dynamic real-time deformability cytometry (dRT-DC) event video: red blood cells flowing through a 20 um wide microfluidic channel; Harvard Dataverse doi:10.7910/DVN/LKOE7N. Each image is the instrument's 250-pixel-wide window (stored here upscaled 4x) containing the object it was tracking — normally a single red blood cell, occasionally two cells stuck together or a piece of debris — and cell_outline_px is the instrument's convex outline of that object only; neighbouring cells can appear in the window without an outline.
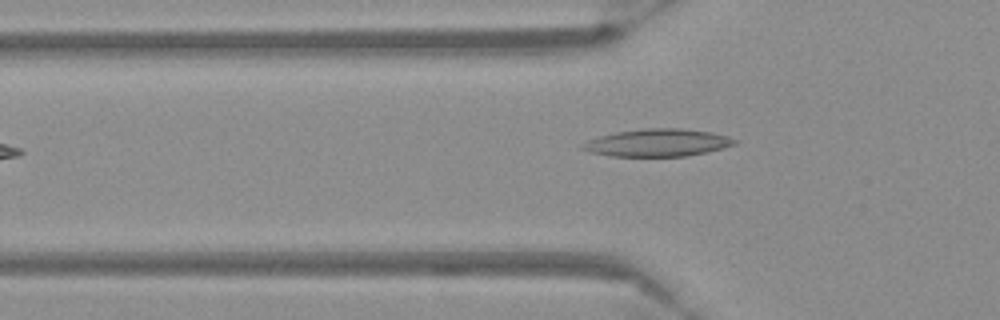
{"species": "Egyptian fruit bat (a non-hibernating species)", "species_latin": "Rousettus aegyptiacus", "temperature_condition": "warm", "stored_images_in_passage": 38, "camera_frame_rate_fps": 3000, "um_per_image_px": 0.085, "frame": {"image": 1, "passage_image": 6, "time_ms": 1.667, "image_size_px": [1000, 320], "cell_outline_px": [[736, 144], [708, 152], [684, 156], [612, 156], [588, 152], [580, 148], [580, 144], [588, 140], [600, 136], [616, 132], [644, 128], [680, 128], [712, 132], [728, 136], [736, 140]], "centroid_in_image_um": [55.87, 12.13], "position_along_channel_um": 69.9, "area_um2": 24.39}}
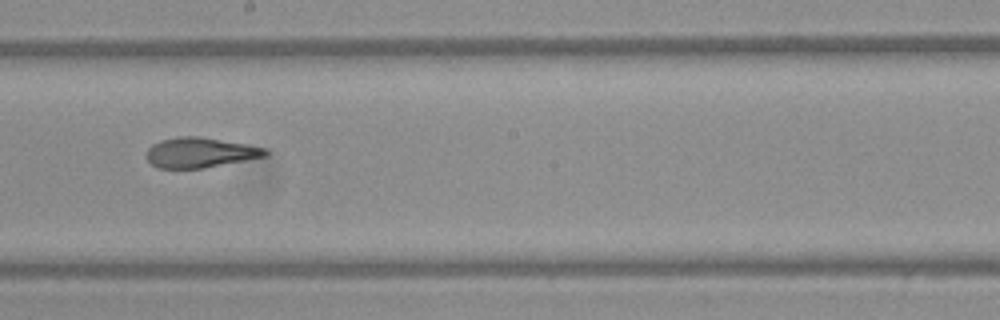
{"frame": {"image": 2, "passage_image": 19, "time_ms": 6.0, "image_size_px": [1000, 320], "cell_outline_px": [[268, 156], [204, 168], [156, 168], [148, 160], [148, 148], [152, 144], [160, 140], [180, 136], [200, 136], [244, 144], [264, 148], [268, 152]], "centroid_in_image_um": [17.0, 12.97], "position_along_channel_um": 231.2, "area_um2": 20.69}}
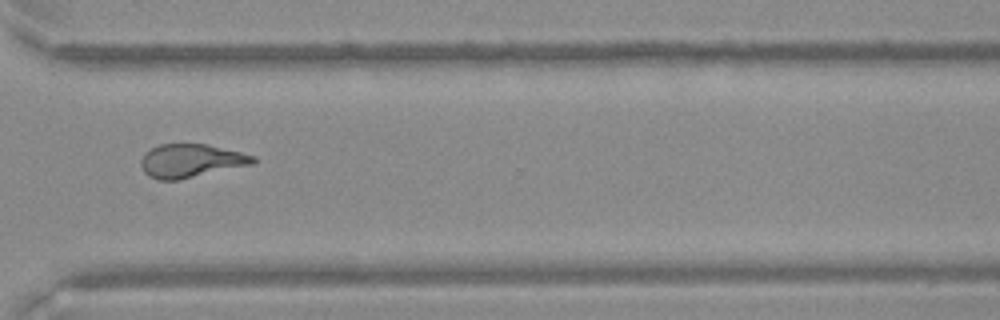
{"frame": {"image": 3, "passage_image": 29, "time_ms": 9.333, "image_size_px": [1000, 320], "cell_outline_px": [[256, 160], [252, 164], [180, 180], [156, 180], [148, 176], [144, 172], [140, 164], [140, 160], [144, 152], [160, 144], [208, 144], [256, 156]], "centroid_in_image_um": [16.19, 13.67], "position_along_channel_um": 354.4, "area_um2": 21.96}}